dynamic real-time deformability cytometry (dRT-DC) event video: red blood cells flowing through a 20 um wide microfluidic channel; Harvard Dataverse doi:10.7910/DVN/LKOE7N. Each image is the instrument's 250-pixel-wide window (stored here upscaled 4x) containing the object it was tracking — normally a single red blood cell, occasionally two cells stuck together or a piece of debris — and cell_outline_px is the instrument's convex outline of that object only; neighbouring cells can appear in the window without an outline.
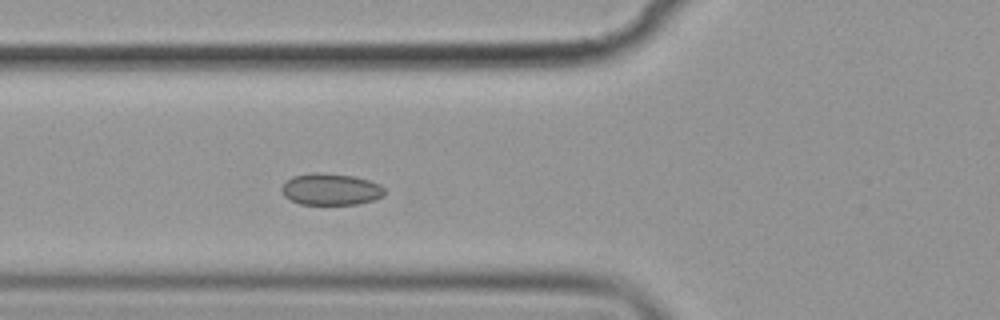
{"species": "common noctule bat (a hibernating species)", "species_latin": "Nyctalus noctula", "temperature_condition": "cold", "stored_images_in_passage": 5, "camera_frame_rate_fps": 3000, "um_per_image_px": 0.085, "animal": {"sex": "female", "body_mass_g": 19.9}, "frame": {"image": 1, "passage_image": 5, "time_ms": 5.667, "image_size_px": [1000, 320], "cell_outline_px": [[384, 196], [372, 200], [356, 204], [300, 204], [284, 196], [280, 188], [292, 176], [312, 172], [316, 172], [352, 176], [368, 180], [380, 184], [384, 188]], "centroid_in_image_um": [28.1, 16.08], "position_along_channel_um": 97.7, "area_um2": 18.84}}